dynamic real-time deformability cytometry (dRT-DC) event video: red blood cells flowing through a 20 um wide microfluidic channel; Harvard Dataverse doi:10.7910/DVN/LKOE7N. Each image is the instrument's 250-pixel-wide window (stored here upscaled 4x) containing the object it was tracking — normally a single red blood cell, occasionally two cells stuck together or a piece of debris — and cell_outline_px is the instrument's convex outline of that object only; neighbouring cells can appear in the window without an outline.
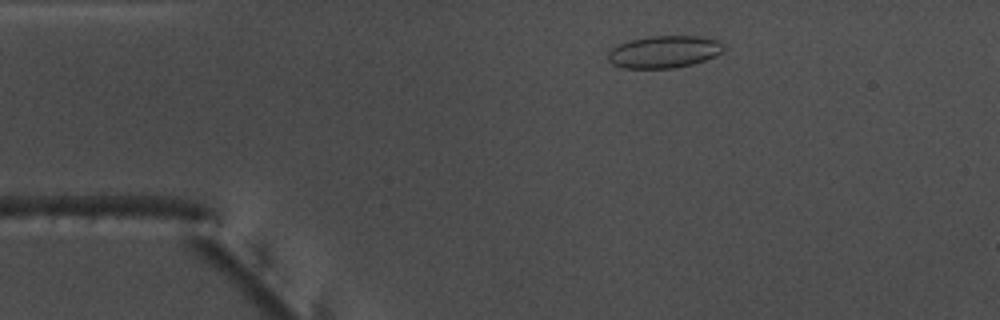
{"species": "common noctule bat (a hibernating species)", "species_latin": "Nyctalus noctula", "temperature_condition": "warm", "stored_images_in_passage": 52, "camera_frame_rate_fps": 3000, "um_per_image_px": 0.085, "animal": {"sex": "male", "body_mass_g": 17.5, "forearm_length_mm": 52.3}, "frame": {"image": 1, "passage_image": 8, "time_ms": 2.333, "image_size_px": [1000, 320], "cell_outline_px": [[724, 48], [716, 56], [692, 64], [676, 68], [624, 68], [612, 64], [608, 60], [608, 52], [612, 48], [628, 40], [648, 36], [700, 36], [720, 40], [724, 44]], "centroid_in_image_um": [56.45, 4.39], "position_along_channel_um": 28.5, "area_um2": 21.85}}
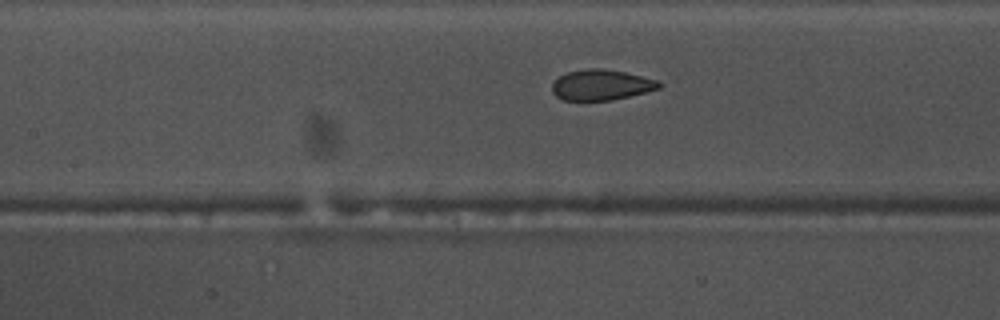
{"frame": {"image": 2, "passage_image": 22, "time_ms": 7.0, "image_size_px": [1000, 320], "cell_outline_px": [[664, 84], [660, 88], [612, 100], [564, 100], [556, 96], [552, 92], [552, 84], [560, 76], [568, 72], [588, 68], [604, 68], [624, 72], [656, 80]], "centroid_in_image_um": [51.1, 7.21], "position_along_channel_um": 156.3, "area_um2": 18.84}}
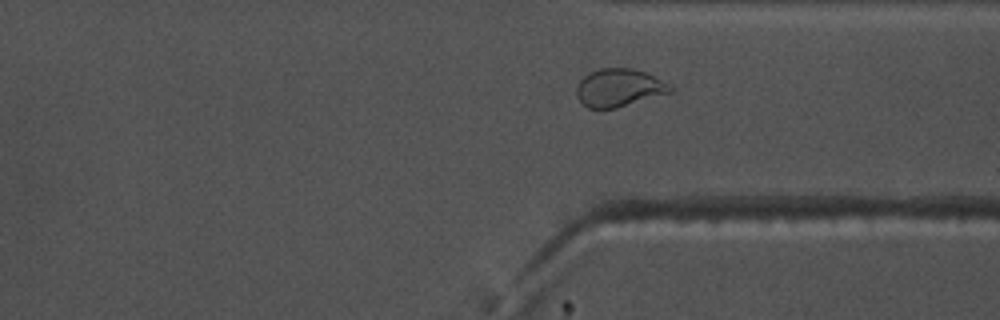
{"frame": {"image": 3, "passage_image": 38, "time_ms": 12.333, "image_size_px": [1000, 320], "cell_outline_px": [[672, 92], [616, 108], [588, 108], [576, 96], [576, 88], [580, 80], [588, 72], [600, 68], [632, 68], [648, 72], [672, 84]], "centroid_in_image_um": [52.64, 7.44], "position_along_channel_um": 358.8, "area_um2": 20.92}}